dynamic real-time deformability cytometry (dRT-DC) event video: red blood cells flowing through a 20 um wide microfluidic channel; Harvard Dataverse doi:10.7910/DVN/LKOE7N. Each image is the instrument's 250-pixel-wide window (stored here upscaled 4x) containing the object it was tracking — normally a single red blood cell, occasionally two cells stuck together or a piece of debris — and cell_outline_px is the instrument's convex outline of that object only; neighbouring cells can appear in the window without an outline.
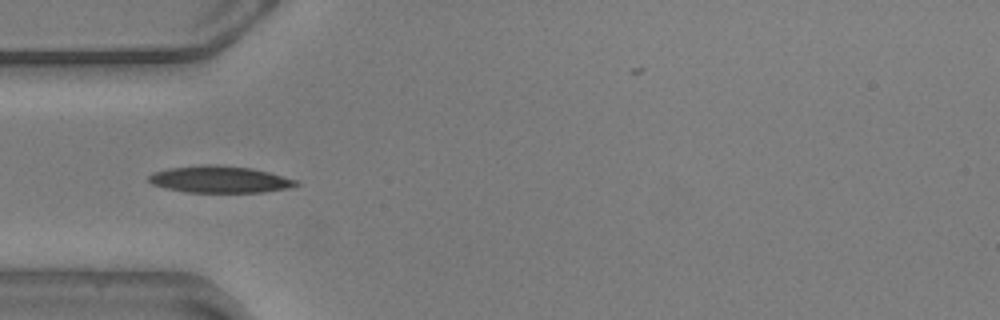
{"species": "common noctule bat (a hibernating species)", "species_latin": "Nyctalus noctula", "temperature_condition": "warm", "stored_images_in_passage": 56, "camera_frame_rate_fps": 3000, "um_per_image_px": 0.085, "animal": {"sex": "male", "body_mass_g": 20.5, "forearm_length_mm": 52.5}, "frame": {"image": 1, "passage_image": 16, "time_ms": 5.0, "image_size_px": [1000, 320], "cell_outline_px": [[300, 184], [288, 188], [264, 192], [188, 192], [168, 188], [152, 184], [148, 180], [148, 176], [152, 172], [168, 168], [204, 164], [216, 164], [252, 168], [268, 172], [296, 180]], "centroid_in_image_um": [18.66, 15.24], "position_along_channel_um": 66.3, "area_um2": 22.95}, "authors_computed_cell_mechanics": {"area_um2": 21.1259, "velocity_mm_per_s": 3.5934, "shape_relaxation_time_tau1_ms": 5.2666, "shape_relaxation_time_tau2_ms": 2.6352, "deformation_change_tau1": 0.1619, "deformation_change_tau2": 0.0853}}